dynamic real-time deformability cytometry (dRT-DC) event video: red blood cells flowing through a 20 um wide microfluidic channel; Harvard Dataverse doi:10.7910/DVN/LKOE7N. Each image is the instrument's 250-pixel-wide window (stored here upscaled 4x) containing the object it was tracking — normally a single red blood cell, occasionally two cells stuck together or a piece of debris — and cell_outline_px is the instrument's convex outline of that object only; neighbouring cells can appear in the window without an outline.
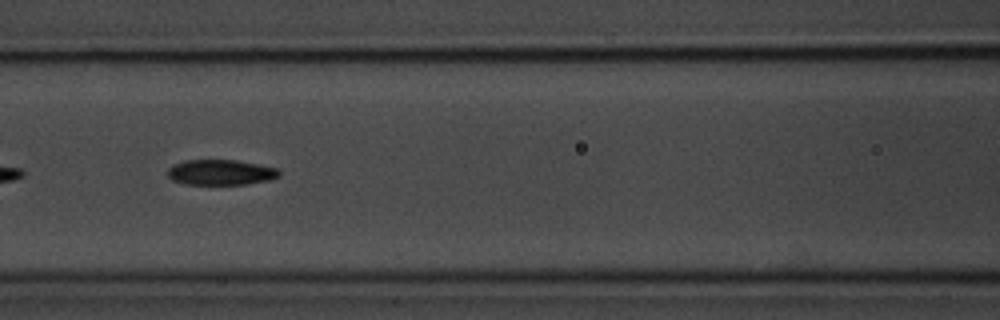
{"species": "common noctule bat (a hibernating species)", "species_latin": "Nyctalus noctula", "temperature_condition": "room temperature", "stored_images_in_passage": 32, "segment_of_instrument_passage": [2, 2], "camera_frame_rate_fps": 3000, "um_per_image_px": 0.085, "animal": {"sex": "male", "body_mass_g": 20.1, "forearm_length_mm": 53.5}, "frame": {"image": 1, "passage_image": 18, "time_ms": 5.667, "image_size_px": [1000, 320], "cell_outline_px": [[280, 176], [268, 180], [248, 184], [184, 184], [172, 180], [168, 176], [168, 168], [172, 164], [184, 160], [236, 160], [276, 168], [280, 172]], "centroid_in_image_um": [18.72, 14.65], "position_along_channel_um": 147.9, "area_um2": 16.47}}
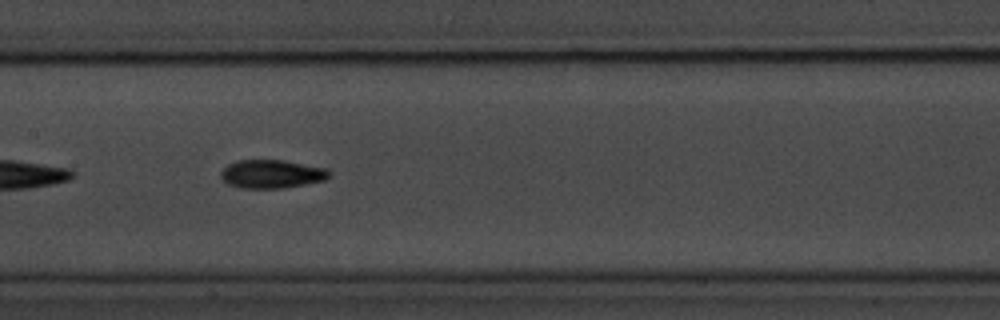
{"frame": {"image": 2, "passage_image": 21, "time_ms": 6.667, "image_size_px": [1000, 320], "cell_outline_px": [[328, 176], [324, 180], [284, 188], [240, 188], [228, 184], [220, 176], [220, 172], [228, 164], [236, 160], [284, 160], [328, 168]], "centroid_in_image_um": [23.06, 14.78], "position_along_channel_um": 184.3, "area_um2": 17.92}}
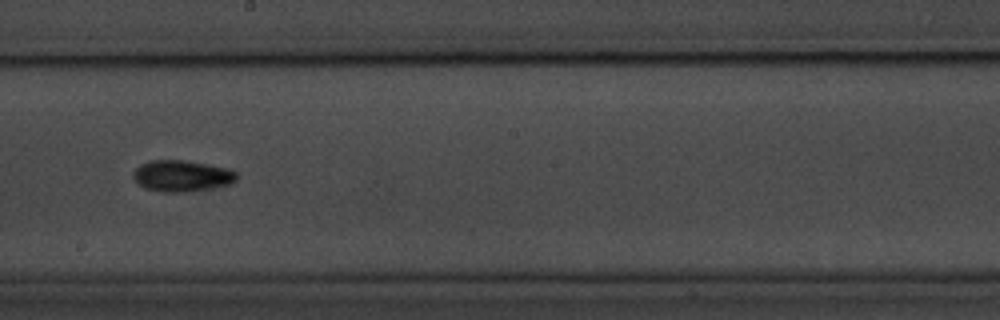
{"frame": {"image": 3, "passage_image": 25, "time_ms": 8.0, "image_size_px": [1000, 320], "cell_outline_px": [[240, 176], [232, 184], [184, 192], [164, 192], [148, 188], [140, 184], [132, 176], [132, 172], [140, 164], [152, 160], [184, 160], [228, 168], [236, 172]], "centroid_in_image_um": [15.49, 14.94], "position_along_channel_um": 232.7, "area_um2": 18.73}}